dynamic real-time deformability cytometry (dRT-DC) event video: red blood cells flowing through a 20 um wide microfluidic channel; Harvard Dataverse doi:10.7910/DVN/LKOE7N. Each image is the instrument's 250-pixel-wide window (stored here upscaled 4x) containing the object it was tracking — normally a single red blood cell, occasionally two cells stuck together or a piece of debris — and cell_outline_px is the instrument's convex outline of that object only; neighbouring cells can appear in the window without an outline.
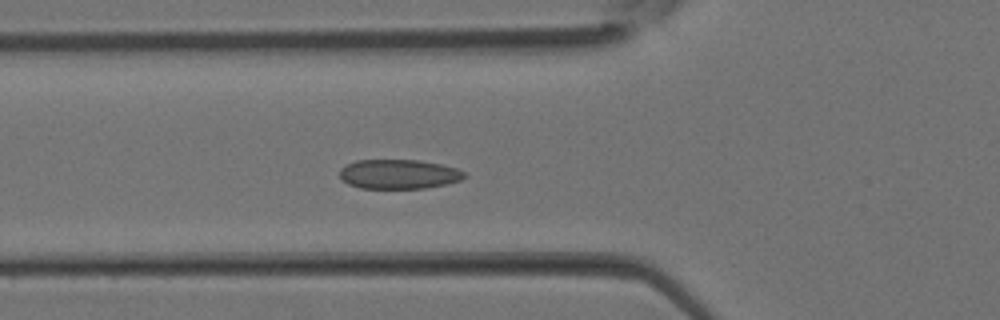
{"species": "Egyptian fruit bat (a non-hibernating species)", "species_latin": "Rousettus aegyptiacus", "temperature_condition": "room temperature", "stored_images_in_passage": 37, "camera_frame_rate_fps": 3000, "um_per_image_px": 0.085, "animal": {"sex": "female"}, "frame": {"image": 1, "passage_image": 13, "time_ms": 4.0, "image_size_px": [1000, 320], "cell_outline_px": [[464, 176], [460, 180], [444, 184], [424, 188], [360, 188], [348, 184], [340, 176], [340, 168], [356, 160], [420, 160], [440, 164], [456, 168], [464, 172]], "centroid_in_image_um": [33.86, 14.79], "position_along_channel_um": 91.9, "area_um2": 21.15}}
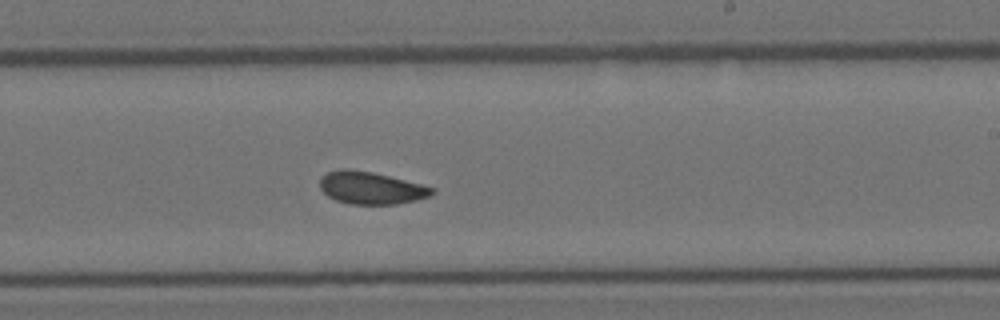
{"frame": {"image": 2, "passage_image": 22, "time_ms": 7.0, "image_size_px": [1000, 320], "cell_outline_px": [[436, 192], [428, 196], [416, 200], [396, 204], [352, 204], [336, 200], [328, 196], [320, 188], [320, 176], [328, 172], [340, 168], [348, 168], [372, 172], [436, 188]], "centroid_in_image_um": [31.51, 15.96], "position_along_channel_um": 257.5, "area_um2": 21.1}}
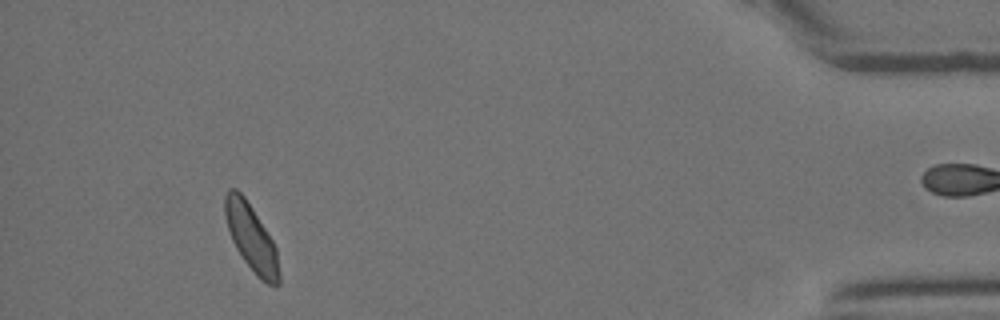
{"frame": {"image": 3, "passage_image": 34, "time_ms": 11.0, "image_size_px": [1000, 320], "cell_outline_px": [[280, 284], [268, 284], [260, 280], [256, 276], [244, 260], [236, 248], [232, 240], [228, 228], [224, 212], [224, 196], [228, 188], [236, 188], [244, 196], [252, 208], [272, 240], [276, 248], [280, 272]], "centroid_in_image_um": [21.35, 20.21], "position_along_channel_um": 413.8, "area_um2": 20.92}}